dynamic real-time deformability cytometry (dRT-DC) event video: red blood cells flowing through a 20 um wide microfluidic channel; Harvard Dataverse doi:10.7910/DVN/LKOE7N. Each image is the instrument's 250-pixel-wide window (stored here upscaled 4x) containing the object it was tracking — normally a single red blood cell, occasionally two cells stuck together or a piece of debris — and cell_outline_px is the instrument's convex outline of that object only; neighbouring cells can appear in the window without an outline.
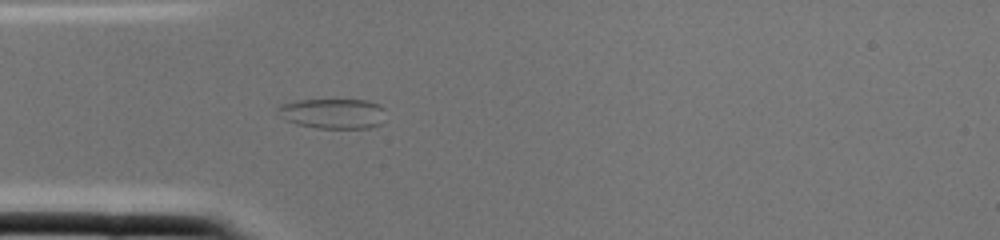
{"species": "common noctule bat (a hibernating species)", "species_latin": "Nyctalus noctula", "temperature_condition": "cold", "stored_images_in_passage": 1, "camera_frame_rate_fps": 3000, "um_per_image_px": 0.085, "animal": {"sex": "female", "body_mass_g": 22.0, "forearm_length_mm": 56.7}, "frame": {"image": 1, "passage_image": 1, "time_ms": 0.0, "image_size_px": [1000, 240], "cell_outline_px": [[384, 108], [380, 124], [368, 128], [316, 128], [296, 124], [284, 120], [280, 116], [276, 108], [280, 104], [296, 100], [368, 100], [380, 104]], "centroid_in_image_um": [28.24, 9.64], "position_along_channel_um": 56.8, "area_um2": 19.02}}